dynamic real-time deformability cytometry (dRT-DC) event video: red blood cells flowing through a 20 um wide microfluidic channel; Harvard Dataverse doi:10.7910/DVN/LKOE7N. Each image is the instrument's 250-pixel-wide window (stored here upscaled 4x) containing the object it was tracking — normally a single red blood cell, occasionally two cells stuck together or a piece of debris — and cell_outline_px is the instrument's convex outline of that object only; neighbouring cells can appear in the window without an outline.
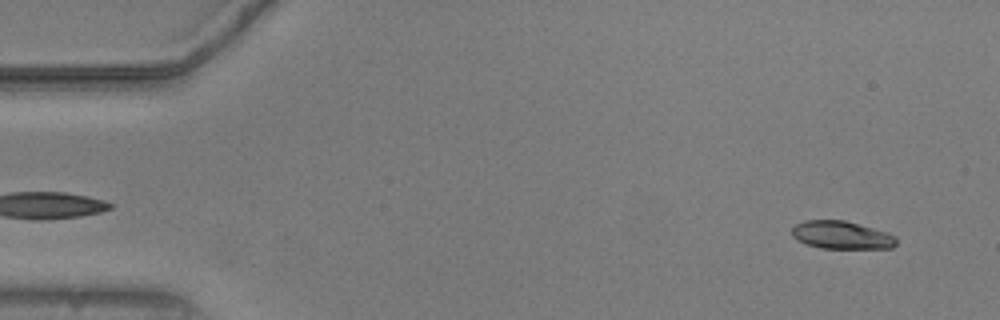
{"species": "common noctule bat (a hibernating species)", "species_latin": "Nyctalus noctula", "temperature_condition": "warm", "stored_images_in_passage": 53, "camera_frame_rate_fps": 3000, "um_per_image_px": 0.085, "animal": {"sex": "male", "body_mass_g": 20.5, "forearm_length_mm": 52.5}, "frame": {"image": 1, "passage_image": 3, "time_ms": 0.667, "image_size_px": [1000, 320], "cell_outline_px": [[896, 244], [892, 248], [820, 248], [796, 240], [792, 236], [792, 228], [796, 224], [804, 220], [844, 220], [888, 232], [896, 236]], "centroid_in_image_um": [71.53, 19.97], "position_along_channel_um": 13.5, "area_um2": 16.99}}
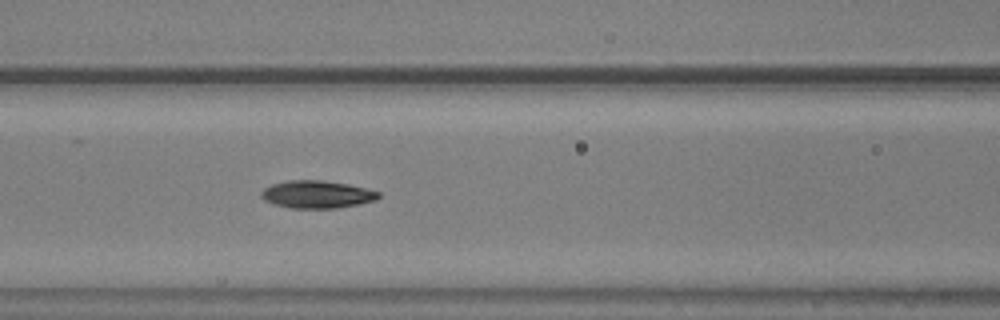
{"frame": {"image": 2, "passage_image": 22, "time_ms": 7.0, "image_size_px": [1000, 320], "cell_outline_px": [[380, 196], [376, 200], [336, 208], [292, 208], [272, 204], [264, 200], [260, 196], [260, 192], [264, 188], [272, 184], [288, 180], [320, 180], [348, 184], [368, 188], [380, 192]], "centroid_in_image_um": [26.92, 16.52], "position_along_channel_um": 139.7, "area_um2": 18.9}}
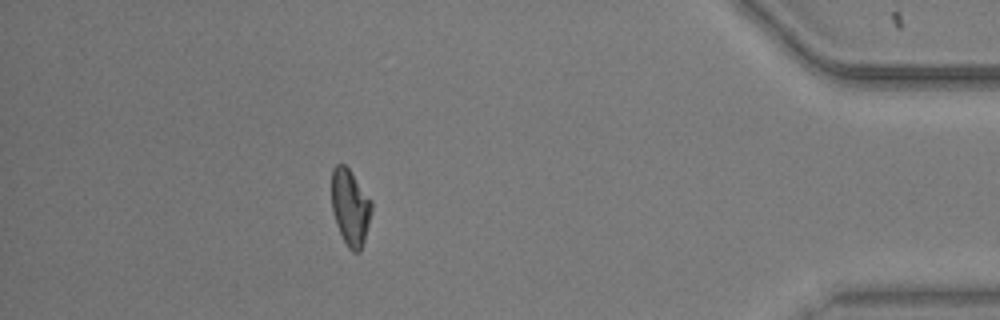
{"frame": {"image": 3, "passage_image": 47, "time_ms": 15.333, "image_size_px": [1000, 320], "cell_outline_px": [[372, 212], [364, 240], [360, 252], [352, 252], [348, 248], [336, 224], [332, 212], [332, 168], [336, 164], [344, 164], [348, 168], [372, 200]], "centroid_in_image_um": [29.77, 17.62], "position_along_channel_um": 405.4, "area_um2": 17.74}, "authors_computed_cell_mechanics": {"area_um2": 18.1492, "velocity_mm_per_s": 3.7757, "shape_relaxation_time_tau1_ms": 10.6928, "shape_relaxation_time_tau2_ms": 2.8896, "deformation_change_tau1": 0.2496, "deformation_change_tau2": 0.0856}}